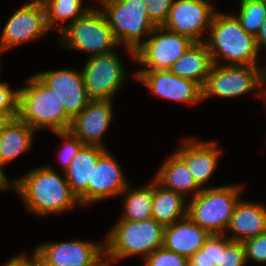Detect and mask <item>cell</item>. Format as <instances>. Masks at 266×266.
I'll use <instances>...</instances> for the list:
<instances>
[{
    "instance_id": "cell-17",
    "label": "cell",
    "mask_w": 266,
    "mask_h": 266,
    "mask_svg": "<svg viewBox=\"0 0 266 266\" xmlns=\"http://www.w3.org/2000/svg\"><path fill=\"white\" fill-rule=\"evenodd\" d=\"M120 168L107 150L100 155L88 185V204L121 194L128 183Z\"/></svg>"
},
{
    "instance_id": "cell-37",
    "label": "cell",
    "mask_w": 266,
    "mask_h": 266,
    "mask_svg": "<svg viewBox=\"0 0 266 266\" xmlns=\"http://www.w3.org/2000/svg\"><path fill=\"white\" fill-rule=\"evenodd\" d=\"M19 113H6L0 111V133L4 128L15 118H18Z\"/></svg>"
},
{
    "instance_id": "cell-23",
    "label": "cell",
    "mask_w": 266,
    "mask_h": 266,
    "mask_svg": "<svg viewBox=\"0 0 266 266\" xmlns=\"http://www.w3.org/2000/svg\"><path fill=\"white\" fill-rule=\"evenodd\" d=\"M186 196L152 181V218L162 225H170L187 216Z\"/></svg>"
},
{
    "instance_id": "cell-11",
    "label": "cell",
    "mask_w": 266,
    "mask_h": 266,
    "mask_svg": "<svg viewBox=\"0 0 266 266\" xmlns=\"http://www.w3.org/2000/svg\"><path fill=\"white\" fill-rule=\"evenodd\" d=\"M45 266H107L104 244L83 241L45 243L34 250ZM103 258V259H102Z\"/></svg>"
},
{
    "instance_id": "cell-12",
    "label": "cell",
    "mask_w": 266,
    "mask_h": 266,
    "mask_svg": "<svg viewBox=\"0 0 266 266\" xmlns=\"http://www.w3.org/2000/svg\"><path fill=\"white\" fill-rule=\"evenodd\" d=\"M49 31L46 10L42 0L24 4L4 26L0 53L23 42L34 41Z\"/></svg>"
},
{
    "instance_id": "cell-2",
    "label": "cell",
    "mask_w": 266,
    "mask_h": 266,
    "mask_svg": "<svg viewBox=\"0 0 266 266\" xmlns=\"http://www.w3.org/2000/svg\"><path fill=\"white\" fill-rule=\"evenodd\" d=\"M209 31V39L207 38L205 43L213 64H220L222 57L229 63L222 65H257L259 49L256 38L242 28L234 14L216 11Z\"/></svg>"
},
{
    "instance_id": "cell-4",
    "label": "cell",
    "mask_w": 266,
    "mask_h": 266,
    "mask_svg": "<svg viewBox=\"0 0 266 266\" xmlns=\"http://www.w3.org/2000/svg\"><path fill=\"white\" fill-rule=\"evenodd\" d=\"M164 225L154 218L143 221L119 219L104 243L107 266L118 260L140 254L144 259L163 246Z\"/></svg>"
},
{
    "instance_id": "cell-41",
    "label": "cell",
    "mask_w": 266,
    "mask_h": 266,
    "mask_svg": "<svg viewBox=\"0 0 266 266\" xmlns=\"http://www.w3.org/2000/svg\"><path fill=\"white\" fill-rule=\"evenodd\" d=\"M261 93V94H260ZM257 95H259V96H261L262 97V95H263V97L265 98V103H266V89H261V91L259 92V94H257Z\"/></svg>"
},
{
    "instance_id": "cell-16",
    "label": "cell",
    "mask_w": 266,
    "mask_h": 266,
    "mask_svg": "<svg viewBox=\"0 0 266 266\" xmlns=\"http://www.w3.org/2000/svg\"><path fill=\"white\" fill-rule=\"evenodd\" d=\"M112 100H91L73 119L70 131L85 145L105 148L102 136L110 125Z\"/></svg>"
},
{
    "instance_id": "cell-8",
    "label": "cell",
    "mask_w": 266,
    "mask_h": 266,
    "mask_svg": "<svg viewBox=\"0 0 266 266\" xmlns=\"http://www.w3.org/2000/svg\"><path fill=\"white\" fill-rule=\"evenodd\" d=\"M151 34L134 52L136 62L149 66L143 70H169L194 43L189 37L163 26H156Z\"/></svg>"
},
{
    "instance_id": "cell-14",
    "label": "cell",
    "mask_w": 266,
    "mask_h": 266,
    "mask_svg": "<svg viewBox=\"0 0 266 266\" xmlns=\"http://www.w3.org/2000/svg\"><path fill=\"white\" fill-rule=\"evenodd\" d=\"M37 76L55 92L66 113L72 119L91 101L81 72L73 69H59L41 72Z\"/></svg>"
},
{
    "instance_id": "cell-7",
    "label": "cell",
    "mask_w": 266,
    "mask_h": 266,
    "mask_svg": "<svg viewBox=\"0 0 266 266\" xmlns=\"http://www.w3.org/2000/svg\"><path fill=\"white\" fill-rule=\"evenodd\" d=\"M59 31L65 47L89 52V57L110 53L119 45L102 11L93 7Z\"/></svg>"
},
{
    "instance_id": "cell-35",
    "label": "cell",
    "mask_w": 266,
    "mask_h": 266,
    "mask_svg": "<svg viewBox=\"0 0 266 266\" xmlns=\"http://www.w3.org/2000/svg\"><path fill=\"white\" fill-rule=\"evenodd\" d=\"M0 111L19 113V89L12 91L8 82H0Z\"/></svg>"
},
{
    "instance_id": "cell-10",
    "label": "cell",
    "mask_w": 266,
    "mask_h": 266,
    "mask_svg": "<svg viewBox=\"0 0 266 266\" xmlns=\"http://www.w3.org/2000/svg\"><path fill=\"white\" fill-rule=\"evenodd\" d=\"M114 52L89 57L82 73L91 100H111L125 81V71Z\"/></svg>"
},
{
    "instance_id": "cell-36",
    "label": "cell",
    "mask_w": 266,
    "mask_h": 266,
    "mask_svg": "<svg viewBox=\"0 0 266 266\" xmlns=\"http://www.w3.org/2000/svg\"><path fill=\"white\" fill-rule=\"evenodd\" d=\"M2 266H36V254L33 252L32 258H27L25 255L14 256Z\"/></svg>"
},
{
    "instance_id": "cell-27",
    "label": "cell",
    "mask_w": 266,
    "mask_h": 266,
    "mask_svg": "<svg viewBox=\"0 0 266 266\" xmlns=\"http://www.w3.org/2000/svg\"><path fill=\"white\" fill-rule=\"evenodd\" d=\"M46 10V23L48 29L54 28L60 21L69 23L76 21L84 15L91 7L82 8V0H42Z\"/></svg>"
},
{
    "instance_id": "cell-40",
    "label": "cell",
    "mask_w": 266,
    "mask_h": 266,
    "mask_svg": "<svg viewBox=\"0 0 266 266\" xmlns=\"http://www.w3.org/2000/svg\"><path fill=\"white\" fill-rule=\"evenodd\" d=\"M261 86H265L262 89H266V68L261 67Z\"/></svg>"
},
{
    "instance_id": "cell-3",
    "label": "cell",
    "mask_w": 266,
    "mask_h": 266,
    "mask_svg": "<svg viewBox=\"0 0 266 266\" xmlns=\"http://www.w3.org/2000/svg\"><path fill=\"white\" fill-rule=\"evenodd\" d=\"M27 82L28 86L19 88L18 118L35 131L46 127L52 132L70 130L73 119L55 92L36 74Z\"/></svg>"
},
{
    "instance_id": "cell-18",
    "label": "cell",
    "mask_w": 266,
    "mask_h": 266,
    "mask_svg": "<svg viewBox=\"0 0 266 266\" xmlns=\"http://www.w3.org/2000/svg\"><path fill=\"white\" fill-rule=\"evenodd\" d=\"M220 152L216 142H196L190 138L184 140L175 153L186 163L194 181L201 188L216 170Z\"/></svg>"
},
{
    "instance_id": "cell-22",
    "label": "cell",
    "mask_w": 266,
    "mask_h": 266,
    "mask_svg": "<svg viewBox=\"0 0 266 266\" xmlns=\"http://www.w3.org/2000/svg\"><path fill=\"white\" fill-rule=\"evenodd\" d=\"M213 66L212 56L207 44L194 42L169 69L180 78L196 82L203 88Z\"/></svg>"
},
{
    "instance_id": "cell-30",
    "label": "cell",
    "mask_w": 266,
    "mask_h": 266,
    "mask_svg": "<svg viewBox=\"0 0 266 266\" xmlns=\"http://www.w3.org/2000/svg\"><path fill=\"white\" fill-rule=\"evenodd\" d=\"M143 266H188V258L162 246L145 258Z\"/></svg>"
},
{
    "instance_id": "cell-15",
    "label": "cell",
    "mask_w": 266,
    "mask_h": 266,
    "mask_svg": "<svg viewBox=\"0 0 266 266\" xmlns=\"http://www.w3.org/2000/svg\"><path fill=\"white\" fill-rule=\"evenodd\" d=\"M135 77L160 97L188 104L202 100V88L196 82L180 78L170 70H140Z\"/></svg>"
},
{
    "instance_id": "cell-21",
    "label": "cell",
    "mask_w": 266,
    "mask_h": 266,
    "mask_svg": "<svg viewBox=\"0 0 266 266\" xmlns=\"http://www.w3.org/2000/svg\"><path fill=\"white\" fill-rule=\"evenodd\" d=\"M227 229L233 232L227 236L230 240L241 242L266 233V207L239 200Z\"/></svg>"
},
{
    "instance_id": "cell-29",
    "label": "cell",
    "mask_w": 266,
    "mask_h": 266,
    "mask_svg": "<svg viewBox=\"0 0 266 266\" xmlns=\"http://www.w3.org/2000/svg\"><path fill=\"white\" fill-rule=\"evenodd\" d=\"M230 239L225 234H211L200 250L188 258V266H216L220 250H224Z\"/></svg>"
},
{
    "instance_id": "cell-28",
    "label": "cell",
    "mask_w": 266,
    "mask_h": 266,
    "mask_svg": "<svg viewBox=\"0 0 266 266\" xmlns=\"http://www.w3.org/2000/svg\"><path fill=\"white\" fill-rule=\"evenodd\" d=\"M237 15L242 28L255 38L266 18V3L261 0H240V11Z\"/></svg>"
},
{
    "instance_id": "cell-26",
    "label": "cell",
    "mask_w": 266,
    "mask_h": 266,
    "mask_svg": "<svg viewBox=\"0 0 266 266\" xmlns=\"http://www.w3.org/2000/svg\"><path fill=\"white\" fill-rule=\"evenodd\" d=\"M129 185L121 192L126 194L124 203L125 213L120 219L143 221L152 218V182L150 185L134 188L128 191Z\"/></svg>"
},
{
    "instance_id": "cell-38",
    "label": "cell",
    "mask_w": 266,
    "mask_h": 266,
    "mask_svg": "<svg viewBox=\"0 0 266 266\" xmlns=\"http://www.w3.org/2000/svg\"><path fill=\"white\" fill-rule=\"evenodd\" d=\"M256 45L260 51V48L262 46L266 47V18L264 19L260 31L258 35L256 36Z\"/></svg>"
},
{
    "instance_id": "cell-9",
    "label": "cell",
    "mask_w": 266,
    "mask_h": 266,
    "mask_svg": "<svg viewBox=\"0 0 266 266\" xmlns=\"http://www.w3.org/2000/svg\"><path fill=\"white\" fill-rule=\"evenodd\" d=\"M257 87H262L260 66L213 64L202 88V99L211 95L237 97Z\"/></svg>"
},
{
    "instance_id": "cell-42",
    "label": "cell",
    "mask_w": 266,
    "mask_h": 266,
    "mask_svg": "<svg viewBox=\"0 0 266 266\" xmlns=\"http://www.w3.org/2000/svg\"><path fill=\"white\" fill-rule=\"evenodd\" d=\"M36 266H45L43 263H41V262L38 260L37 256H36Z\"/></svg>"
},
{
    "instance_id": "cell-13",
    "label": "cell",
    "mask_w": 266,
    "mask_h": 266,
    "mask_svg": "<svg viewBox=\"0 0 266 266\" xmlns=\"http://www.w3.org/2000/svg\"><path fill=\"white\" fill-rule=\"evenodd\" d=\"M214 14L213 5L206 0H174L163 27L203 42L201 35L210 28Z\"/></svg>"
},
{
    "instance_id": "cell-1",
    "label": "cell",
    "mask_w": 266,
    "mask_h": 266,
    "mask_svg": "<svg viewBox=\"0 0 266 266\" xmlns=\"http://www.w3.org/2000/svg\"><path fill=\"white\" fill-rule=\"evenodd\" d=\"M11 184L27 209L39 216L68 211L80 204L66 178L50 166L33 169Z\"/></svg>"
},
{
    "instance_id": "cell-32",
    "label": "cell",
    "mask_w": 266,
    "mask_h": 266,
    "mask_svg": "<svg viewBox=\"0 0 266 266\" xmlns=\"http://www.w3.org/2000/svg\"><path fill=\"white\" fill-rule=\"evenodd\" d=\"M53 133H55L59 137H62L65 141V143H63L64 145L62 152L59 153V158L64 167L63 169L65 172L70 166V163L73 158L78 154V152L85 144L70 130Z\"/></svg>"
},
{
    "instance_id": "cell-19",
    "label": "cell",
    "mask_w": 266,
    "mask_h": 266,
    "mask_svg": "<svg viewBox=\"0 0 266 266\" xmlns=\"http://www.w3.org/2000/svg\"><path fill=\"white\" fill-rule=\"evenodd\" d=\"M210 235L186 216L164 227L163 247L189 258L202 248Z\"/></svg>"
},
{
    "instance_id": "cell-34",
    "label": "cell",
    "mask_w": 266,
    "mask_h": 266,
    "mask_svg": "<svg viewBox=\"0 0 266 266\" xmlns=\"http://www.w3.org/2000/svg\"><path fill=\"white\" fill-rule=\"evenodd\" d=\"M243 245L246 261L252 259L266 264V233L244 240Z\"/></svg>"
},
{
    "instance_id": "cell-24",
    "label": "cell",
    "mask_w": 266,
    "mask_h": 266,
    "mask_svg": "<svg viewBox=\"0 0 266 266\" xmlns=\"http://www.w3.org/2000/svg\"><path fill=\"white\" fill-rule=\"evenodd\" d=\"M154 180L162 187L184 196L192 192V197H195L202 190L194 181L186 163L176 153L162 164Z\"/></svg>"
},
{
    "instance_id": "cell-25",
    "label": "cell",
    "mask_w": 266,
    "mask_h": 266,
    "mask_svg": "<svg viewBox=\"0 0 266 266\" xmlns=\"http://www.w3.org/2000/svg\"><path fill=\"white\" fill-rule=\"evenodd\" d=\"M35 130L21 121L13 119L0 133V169L14 160L19 154L27 151L33 140Z\"/></svg>"
},
{
    "instance_id": "cell-6",
    "label": "cell",
    "mask_w": 266,
    "mask_h": 266,
    "mask_svg": "<svg viewBox=\"0 0 266 266\" xmlns=\"http://www.w3.org/2000/svg\"><path fill=\"white\" fill-rule=\"evenodd\" d=\"M104 17L118 43L125 44L130 55L141 46V38L156 27L149 19L144 0H98Z\"/></svg>"
},
{
    "instance_id": "cell-31",
    "label": "cell",
    "mask_w": 266,
    "mask_h": 266,
    "mask_svg": "<svg viewBox=\"0 0 266 266\" xmlns=\"http://www.w3.org/2000/svg\"><path fill=\"white\" fill-rule=\"evenodd\" d=\"M246 262L243 242L230 240L224 250H220L219 264L216 266H244Z\"/></svg>"
},
{
    "instance_id": "cell-5",
    "label": "cell",
    "mask_w": 266,
    "mask_h": 266,
    "mask_svg": "<svg viewBox=\"0 0 266 266\" xmlns=\"http://www.w3.org/2000/svg\"><path fill=\"white\" fill-rule=\"evenodd\" d=\"M240 191L239 185L202 188L187 203V216L210 234H225Z\"/></svg>"
},
{
    "instance_id": "cell-33",
    "label": "cell",
    "mask_w": 266,
    "mask_h": 266,
    "mask_svg": "<svg viewBox=\"0 0 266 266\" xmlns=\"http://www.w3.org/2000/svg\"><path fill=\"white\" fill-rule=\"evenodd\" d=\"M146 12L155 26H163L166 22L174 0H144Z\"/></svg>"
},
{
    "instance_id": "cell-20",
    "label": "cell",
    "mask_w": 266,
    "mask_h": 266,
    "mask_svg": "<svg viewBox=\"0 0 266 266\" xmlns=\"http://www.w3.org/2000/svg\"><path fill=\"white\" fill-rule=\"evenodd\" d=\"M105 150L106 148L99 146L84 145L64 172V177L80 205H88V185L92 181L93 168Z\"/></svg>"
},
{
    "instance_id": "cell-39",
    "label": "cell",
    "mask_w": 266,
    "mask_h": 266,
    "mask_svg": "<svg viewBox=\"0 0 266 266\" xmlns=\"http://www.w3.org/2000/svg\"><path fill=\"white\" fill-rule=\"evenodd\" d=\"M9 180L6 178V175L4 174V171L0 169V189H9L12 188V184H10Z\"/></svg>"
}]
</instances>
